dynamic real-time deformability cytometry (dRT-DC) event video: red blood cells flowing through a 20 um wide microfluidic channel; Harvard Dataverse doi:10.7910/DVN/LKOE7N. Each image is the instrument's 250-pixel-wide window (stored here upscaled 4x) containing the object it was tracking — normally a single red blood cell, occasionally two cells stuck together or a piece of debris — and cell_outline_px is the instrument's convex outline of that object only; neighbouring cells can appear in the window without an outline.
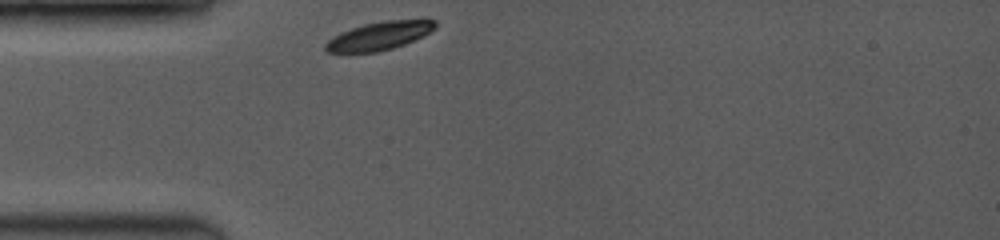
{"species": "common noctule bat (a hibernating species)", "species_latin": "Nyctalus noctula", "temperature_condition": "room temperature", "stored_images_in_passage": 33, "camera_frame_rate_fps": 3500, "um_per_image_px": 0.085, "animal": {"sex": "female", "body_mass_g": 19.0, "forearm_length_mm": 53.3}, "frame": {"image": 1, "passage_image": 1, "time_ms": 0.0, "image_size_px": [1000, 240], "cell_outline_px": [[436, 28], [424, 36], [404, 44], [392, 48], [376, 52], [348, 56], [324, 52], [324, 44], [332, 36], [340, 32], [364, 24], [384, 20], [436, 20]], "centroid_in_image_um": [32.11, 3.11], "position_along_channel_um": 52.9, "area_um2": 18.79}}
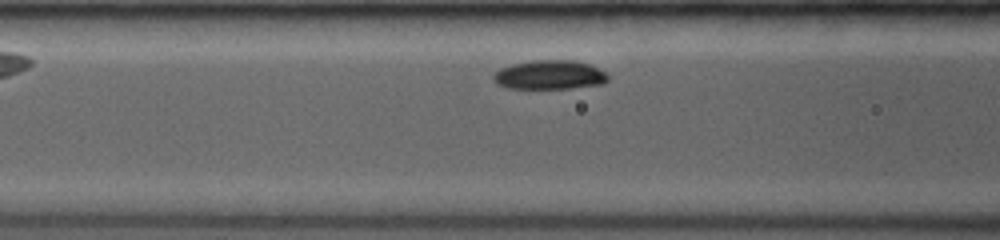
{"frame": {"image": 2, "passage_image": 9, "time_ms": 2.0, "image_size_px": [1000, 240], "cell_outline_px": [[608, 80], [604, 84], [568, 88], [508, 88], [496, 84], [492, 80], [492, 76], [500, 68], [512, 64], [532, 60], [576, 60], [588, 64], [604, 72], [608, 76]], "centroid_in_image_um": [46.68, 6.36], "position_along_channel_um": 119.9, "area_um2": 19.42}}
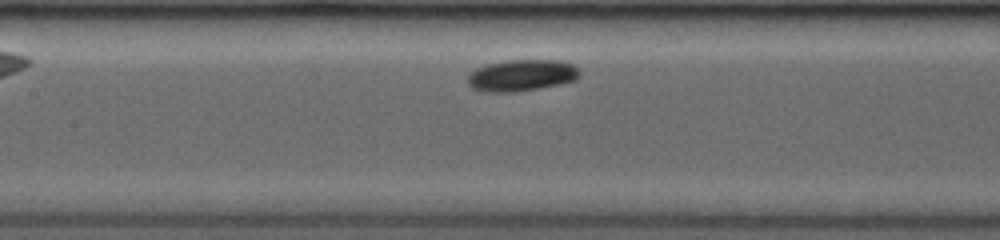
{"frame": {"image": 3, "passage_image": 13, "time_ms": 3.143, "image_size_px": [1000, 240], "cell_outline_px": [[580, 72], [576, 80], [560, 84], [512, 92], [488, 92], [472, 88], [468, 84], [468, 72], [476, 68], [488, 64], [508, 60], [560, 60], [572, 64]], "centroid_in_image_um": [44.31, 6.4], "position_along_channel_um": 163.1, "area_um2": 20.46}, "authors_computed_cell_mechanics": {"area_um2": 19.4208, "velocity_mm_per_s": 4.0323, "shape_relaxation_time_tau1_ms": 3.3226, "shape_relaxation_time_tau2_ms": null, "deformation_change_tau1": 0.1601, "deformation_change_tau2": null}}